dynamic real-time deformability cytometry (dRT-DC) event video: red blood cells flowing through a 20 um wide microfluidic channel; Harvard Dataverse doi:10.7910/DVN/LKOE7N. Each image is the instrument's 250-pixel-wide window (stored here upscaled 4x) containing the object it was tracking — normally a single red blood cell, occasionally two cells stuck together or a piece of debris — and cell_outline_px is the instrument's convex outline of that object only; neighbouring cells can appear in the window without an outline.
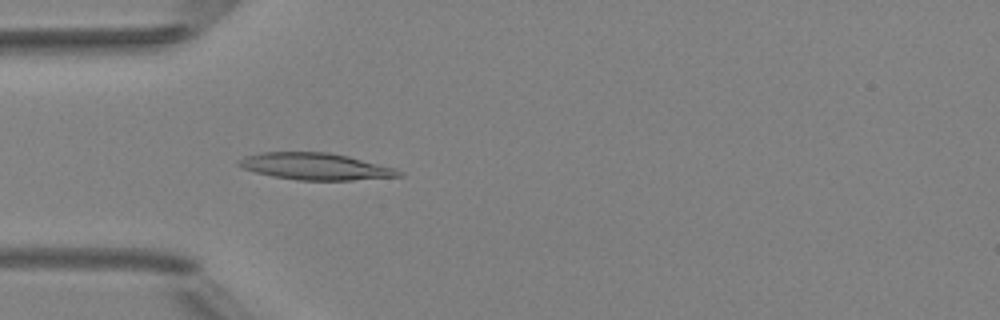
{"species": "Egyptian fruit bat (a non-hibernating species)", "species_latin": "Rousettus aegyptiacus", "temperature_condition": "room temperature", "stored_images_in_passage": 4, "camera_frame_rate_fps": 3000, "um_per_image_px": 0.085, "animal": {"sex": "female"}, "frame": {"image": 1, "passage_image": 4, "time_ms": 3.333, "image_size_px": [1000, 320], "cell_outline_px": [[404, 176], [352, 180], [296, 180], [272, 176], [256, 172], [244, 168], [236, 164], [236, 160], [244, 156], [264, 152], [328, 152], [348, 156], [392, 168], [404, 172]], "centroid_in_image_um": [26.78, 14.15], "position_along_channel_um": 58.2, "area_um2": 24.85}}